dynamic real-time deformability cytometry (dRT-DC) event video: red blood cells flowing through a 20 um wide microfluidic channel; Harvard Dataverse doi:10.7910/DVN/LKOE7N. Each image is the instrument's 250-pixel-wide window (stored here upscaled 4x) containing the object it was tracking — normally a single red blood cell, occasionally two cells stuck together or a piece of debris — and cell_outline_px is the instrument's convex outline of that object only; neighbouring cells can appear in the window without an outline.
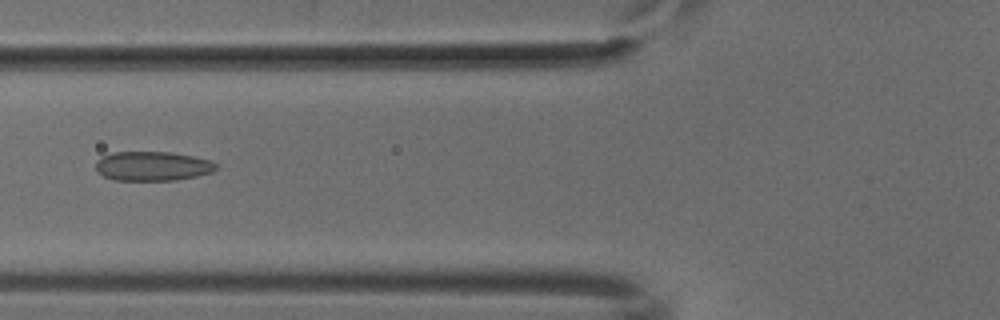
{"species": "common noctule bat (a hibernating species)", "species_latin": "Nyctalus noctula", "temperature_condition": "cold", "stored_images_in_passage": 52, "camera_frame_rate_fps": 3000, "um_per_image_px": 0.085, "animal": {"sex": "male", "body_mass_g": 18.8}, "frame": {"image": 1, "passage_image": 20, "time_ms": 6.333, "image_size_px": [1000, 320], "cell_outline_px": [[216, 168], [212, 172], [196, 176], [176, 180], [112, 180], [96, 172], [96, 160], [112, 152], [172, 152], [212, 160], [216, 164]], "centroid_in_image_um": [12.95, 14.12], "position_along_channel_um": 112.9, "area_um2": 20.63}}
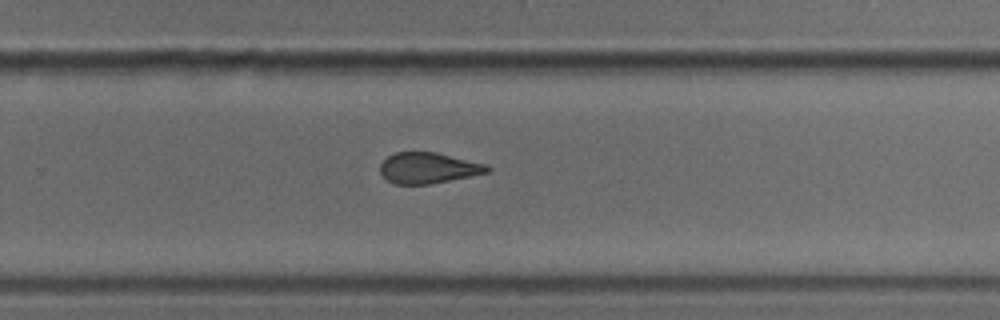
{"frame": {"image": 2, "passage_image": 34, "time_ms": 11.0, "image_size_px": [1000, 320], "cell_outline_px": [[492, 168], [488, 172], [428, 184], [396, 184], [388, 180], [380, 172], [380, 164], [388, 156], [396, 152], [436, 152], [488, 164]], "centroid_in_image_um": [36.41, 14.26], "position_along_channel_um": 293.4, "area_um2": 19.07}}
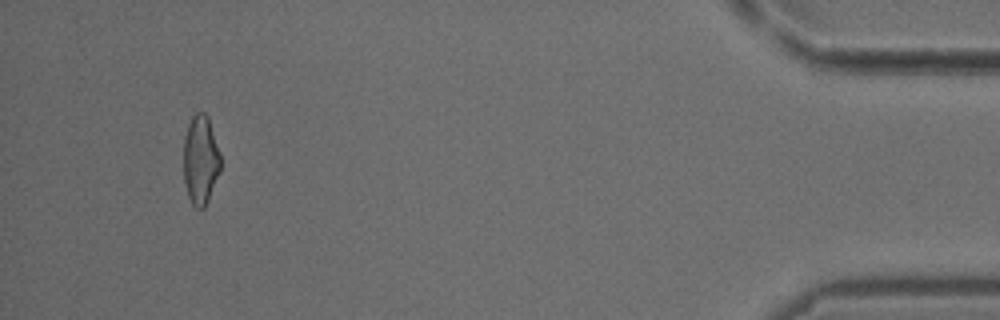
{"frame": {"image": 3, "passage_image": 49, "time_ms": 16.0, "image_size_px": [1000, 320], "cell_outline_px": [[220, 172], [208, 200], [204, 208], [196, 208], [192, 204], [188, 196], [184, 180], [184, 136], [188, 124], [192, 116], [196, 112], [204, 112], [208, 116], [220, 156]], "centroid_in_image_um": [17.04, 13.59], "position_along_channel_um": 418.2, "area_um2": 19.13}}